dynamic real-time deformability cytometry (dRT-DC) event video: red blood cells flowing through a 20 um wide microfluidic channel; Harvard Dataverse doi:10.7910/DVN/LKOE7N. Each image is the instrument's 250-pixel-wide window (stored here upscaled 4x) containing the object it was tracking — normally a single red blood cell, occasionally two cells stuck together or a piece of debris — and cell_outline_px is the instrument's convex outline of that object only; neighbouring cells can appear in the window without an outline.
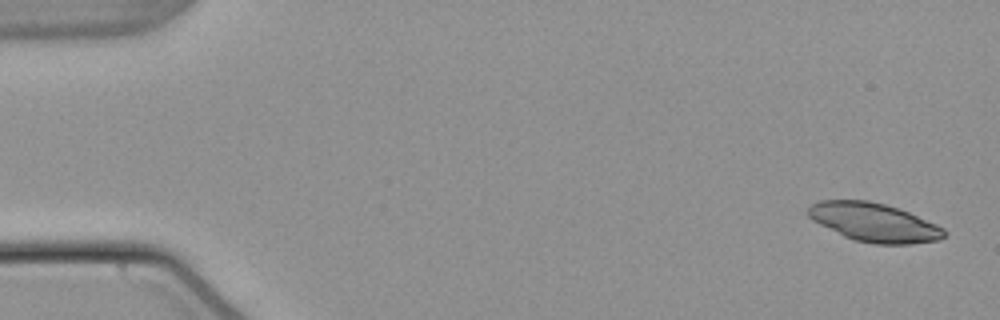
{"species": "common noctule bat (a hibernating species)", "species_latin": "Nyctalus noctula", "temperature_condition": "warm", "stored_images_in_passage": 52, "camera_frame_rate_fps": 3000, "um_per_image_px": 0.085, "animal": {"sex": "male", "body_mass_g": 21.5, "forearm_length_mm": 52.0}, "frame": {"image": 1, "passage_image": 1, "time_ms": 0.0, "image_size_px": [1000, 320], "cell_outline_px": [[944, 236], [940, 240], [912, 244], [876, 244], [856, 240], [844, 236], [812, 220], [808, 216], [808, 208], [812, 204], [820, 200], [868, 200], [884, 204], [908, 212], [936, 224], [944, 228]], "centroid_in_image_um": [74.29, 18.9], "position_along_channel_um": 10.7, "area_um2": 30.35}}